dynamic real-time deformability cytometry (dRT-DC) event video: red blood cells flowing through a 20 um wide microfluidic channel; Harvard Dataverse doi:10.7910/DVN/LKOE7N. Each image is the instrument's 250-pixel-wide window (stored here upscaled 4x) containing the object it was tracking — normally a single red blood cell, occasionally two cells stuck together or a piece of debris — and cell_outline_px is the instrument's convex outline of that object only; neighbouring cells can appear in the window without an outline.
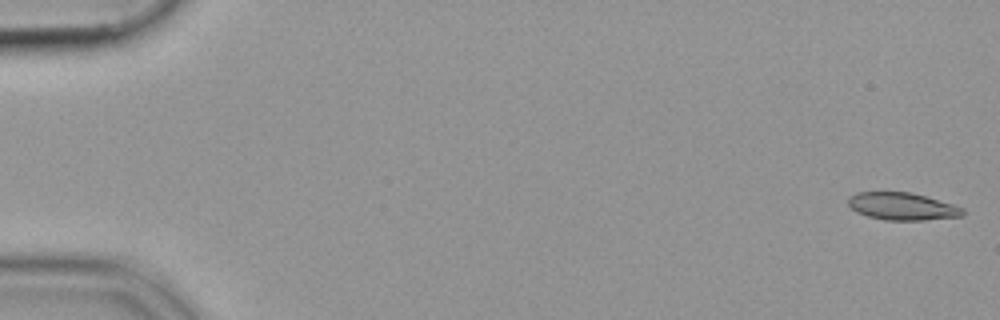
{"species": "common noctule bat (a hibernating species)", "species_latin": "Nyctalus noctula", "temperature_condition": "cold", "stored_images_in_passage": 53, "camera_frame_rate_fps": 3000, "um_per_image_px": 0.085, "animal": {"sex": "female", "body_mass_g": 19.9}, "frame": {"image": 1, "passage_image": 1, "time_ms": 0.0, "image_size_px": [1000, 320], "cell_outline_px": [[964, 212], [960, 216], [924, 220], [884, 220], [868, 216], [856, 212], [848, 204], [848, 196], [856, 192], [912, 192], [952, 204], [964, 208]], "centroid_in_image_um": [76.65, 17.53], "position_along_channel_um": 8.3, "area_um2": 18.26}}
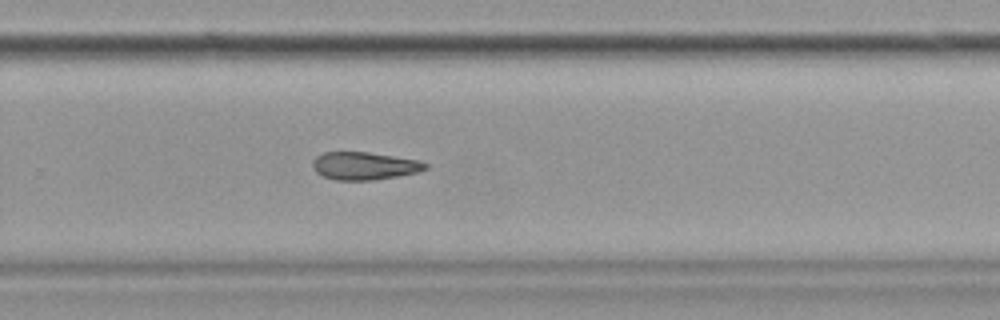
{"frame": {"image": 2, "passage_image": 36, "time_ms": 11.667, "image_size_px": [1000, 320], "cell_outline_px": [[428, 168], [420, 172], [376, 180], [332, 180], [316, 172], [312, 164], [312, 160], [316, 156], [324, 152], [368, 152], [420, 160], [428, 164]], "centroid_in_image_um": [30.99, 14.1], "position_along_channel_um": 298.8, "area_um2": 18.44}}
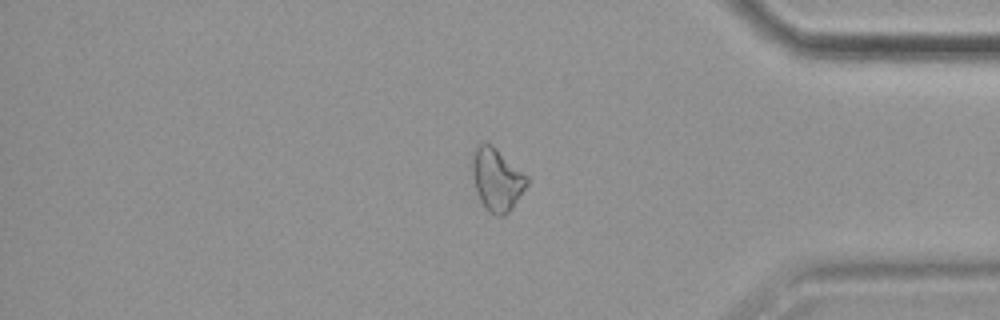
{"frame": {"image": 3, "passage_image": 45, "time_ms": 14.667, "image_size_px": [1000, 320], "cell_outline_px": [[528, 184], [512, 208], [504, 216], [496, 216], [488, 212], [484, 208], [476, 192], [472, 172], [472, 152], [476, 144], [484, 140], [492, 144], [528, 176]], "centroid_in_image_um": [42.2, 15.23], "position_along_channel_um": 393.0, "area_um2": 20.35}}